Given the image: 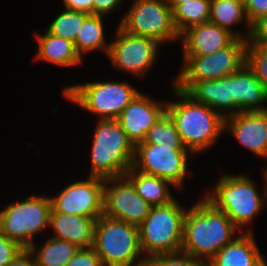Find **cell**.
Instances as JSON below:
<instances>
[{
	"label": "cell",
	"instance_id": "obj_15",
	"mask_svg": "<svg viewBox=\"0 0 267 266\" xmlns=\"http://www.w3.org/2000/svg\"><path fill=\"white\" fill-rule=\"evenodd\" d=\"M167 101L155 100L139 93L116 119L136 146L143 142L147 131L166 113Z\"/></svg>",
	"mask_w": 267,
	"mask_h": 266
},
{
	"label": "cell",
	"instance_id": "obj_1",
	"mask_svg": "<svg viewBox=\"0 0 267 266\" xmlns=\"http://www.w3.org/2000/svg\"><path fill=\"white\" fill-rule=\"evenodd\" d=\"M189 208L184 219L181 252L208 263L236 238L233 236L238 228L204 196Z\"/></svg>",
	"mask_w": 267,
	"mask_h": 266
},
{
	"label": "cell",
	"instance_id": "obj_12",
	"mask_svg": "<svg viewBox=\"0 0 267 266\" xmlns=\"http://www.w3.org/2000/svg\"><path fill=\"white\" fill-rule=\"evenodd\" d=\"M159 45L153 38L130 34L118 26L106 56L116 69L141 77L158 59Z\"/></svg>",
	"mask_w": 267,
	"mask_h": 266
},
{
	"label": "cell",
	"instance_id": "obj_10",
	"mask_svg": "<svg viewBox=\"0 0 267 266\" xmlns=\"http://www.w3.org/2000/svg\"><path fill=\"white\" fill-rule=\"evenodd\" d=\"M247 40L235 38L228 46L203 56H183L174 82L216 80L238 71L246 63Z\"/></svg>",
	"mask_w": 267,
	"mask_h": 266
},
{
	"label": "cell",
	"instance_id": "obj_6",
	"mask_svg": "<svg viewBox=\"0 0 267 266\" xmlns=\"http://www.w3.org/2000/svg\"><path fill=\"white\" fill-rule=\"evenodd\" d=\"M93 248L102 266H146L139 227L102 215L96 220ZM142 257V258H139Z\"/></svg>",
	"mask_w": 267,
	"mask_h": 266
},
{
	"label": "cell",
	"instance_id": "obj_5",
	"mask_svg": "<svg viewBox=\"0 0 267 266\" xmlns=\"http://www.w3.org/2000/svg\"><path fill=\"white\" fill-rule=\"evenodd\" d=\"M263 175L266 183L263 195L258 193V189L247 175L224 174L213 187V192L206 194L205 198L218 210L223 211L242 231L241 228L250 226V222L267 200V178L265 173Z\"/></svg>",
	"mask_w": 267,
	"mask_h": 266
},
{
	"label": "cell",
	"instance_id": "obj_8",
	"mask_svg": "<svg viewBox=\"0 0 267 266\" xmlns=\"http://www.w3.org/2000/svg\"><path fill=\"white\" fill-rule=\"evenodd\" d=\"M52 203L50 196H27L0 211V231L22 248L34 244L33 236L49 228Z\"/></svg>",
	"mask_w": 267,
	"mask_h": 266
},
{
	"label": "cell",
	"instance_id": "obj_16",
	"mask_svg": "<svg viewBox=\"0 0 267 266\" xmlns=\"http://www.w3.org/2000/svg\"><path fill=\"white\" fill-rule=\"evenodd\" d=\"M248 150L267 160V110L240 112L225 119V131Z\"/></svg>",
	"mask_w": 267,
	"mask_h": 266
},
{
	"label": "cell",
	"instance_id": "obj_33",
	"mask_svg": "<svg viewBox=\"0 0 267 266\" xmlns=\"http://www.w3.org/2000/svg\"><path fill=\"white\" fill-rule=\"evenodd\" d=\"M23 248L0 231V266L9 264Z\"/></svg>",
	"mask_w": 267,
	"mask_h": 266
},
{
	"label": "cell",
	"instance_id": "obj_22",
	"mask_svg": "<svg viewBox=\"0 0 267 266\" xmlns=\"http://www.w3.org/2000/svg\"><path fill=\"white\" fill-rule=\"evenodd\" d=\"M35 34L38 42L35 60L47 61L60 67H71L82 63L83 59L77 53L73 42L47 31L43 35L38 32Z\"/></svg>",
	"mask_w": 267,
	"mask_h": 266
},
{
	"label": "cell",
	"instance_id": "obj_34",
	"mask_svg": "<svg viewBox=\"0 0 267 266\" xmlns=\"http://www.w3.org/2000/svg\"><path fill=\"white\" fill-rule=\"evenodd\" d=\"M245 11L249 23L252 25L260 17L267 14V0H249Z\"/></svg>",
	"mask_w": 267,
	"mask_h": 266
},
{
	"label": "cell",
	"instance_id": "obj_23",
	"mask_svg": "<svg viewBox=\"0 0 267 266\" xmlns=\"http://www.w3.org/2000/svg\"><path fill=\"white\" fill-rule=\"evenodd\" d=\"M124 176L151 206L167 205L175 199L169 190L172 185L162 178L137 171L133 166Z\"/></svg>",
	"mask_w": 267,
	"mask_h": 266
},
{
	"label": "cell",
	"instance_id": "obj_32",
	"mask_svg": "<svg viewBox=\"0 0 267 266\" xmlns=\"http://www.w3.org/2000/svg\"><path fill=\"white\" fill-rule=\"evenodd\" d=\"M65 266H102L100 258L93 247L79 248Z\"/></svg>",
	"mask_w": 267,
	"mask_h": 266
},
{
	"label": "cell",
	"instance_id": "obj_35",
	"mask_svg": "<svg viewBox=\"0 0 267 266\" xmlns=\"http://www.w3.org/2000/svg\"><path fill=\"white\" fill-rule=\"evenodd\" d=\"M247 42L267 43V14L252 24L250 38Z\"/></svg>",
	"mask_w": 267,
	"mask_h": 266
},
{
	"label": "cell",
	"instance_id": "obj_13",
	"mask_svg": "<svg viewBox=\"0 0 267 266\" xmlns=\"http://www.w3.org/2000/svg\"><path fill=\"white\" fill-rule=\"evenodd\" d=\"M104 183L105 179L92 176L72 182L58 196L50 197L52 208L59 213L97 220L103 215Z\"/></svg>",
	"mask_w": 267,
	"mask_h": 266
},
{
	"label": "cell",
	"instance_id": "obj_24",
	"mask_svg": "<svg viewBox=\"0 0 267 266\" xmlns=\"http://www.w3.org/2000/svg\"><path fill=\"white\" fill-rule=\"evenodd\" d=\"M243 21L246 22L248 31L245 33H241L240 31L235 32L232 29L233 26ZM210 22L228 30L236 38H241L247 41L250 38L252 25L249 23L246 16L245 7L234 0H211Z\"/></svg>",
	"mask_w": 267,
	"mask_h": 266
},
{
	"label": "cell",
	"instance_id": "obj_7",
	"mask_svg": "<svg viewBox=\"0 0 267 266\" xmlns=\"http://www.w3.org/2000/svg\"><path fill=\"white\" fill-rule=\"evenodd\" d=\"M129 84L123 81L87 82L67 86L63 94L67 101L99 116V120H116L140 93Z\"/></svg>",
	"mask_w": 267,
	"mask_h": 266
},
{
	"label": "cell",
	"instance_id": "obj_14",
	"mask_svg": "<svg viewBox=\"0 0 267 266\" xmlns=\"http://www.w3.org/2000/svg\"><path fill=\"white\" fill-rule=\"evenodd\" d=\"M151 207L125 176L105 179L103 215L139 227Z\"/></svg>",
	"mask_w": 267,
	"mask_h": 266
},
{
	"label": "cell",
	"instance_id": "obj_11",
	"mask_svg": "<svg viewBox=\"0 0 267 266\" xmlns=\"http://www.w3.org/2000/svg\"><path fill=\"white\" fill-rule=\"evenodd\" d=\"M190 153L184 146L138 143L132 166L137 171L162 178L173 187L182 189L189 165L187 157L193 156Z\"/></svg>",
	"mask_w": 267,
	"mask_h": 266
},
{
	"label": "cell",
	"instance_id": "obj_30",
	"mask_svg": "<svg viewBox=\"0 0 267 266\" xmlns=\"http://www.w3.org/2000/svg\"><path fill=\"white\" fill-rule=\"evenodd\" d=\"M246 64L267 91V43L247 42Z\"/></svg>",
	"mask_w": 267,
	"mask_h": 266
},
{
	"label": "cell",
	"instance_id": "obj_41",
	"mask_svg": "<svg viewBox=\"0 0 267 266\" xmlns=\"http://www.w3.org/2000/svg\"><path fill=\"white\" fill-rule=\"evenodd\" d=\"M255 266H267V263L265 262V259L262 258Z\"/></svg>",
	"mask_w": 267,
	"mask_h": 266
},
{
	"label": "cell",
	"instance_id": "obj_31",
	"mask_svg": "<svg viewBox=\"0 0 267 266\" xmlns=\"http://www.w3.org/2000/svg\"><path fill=\"white\" fill-rule=\"evenodd\" d=\"M146 266H208V264L188 254L178 252L151 257L147 259Z\"/></svg>",
	"mask_w": 267,
	"mask_h": 266
},
{
	"label": "cell",
	"instance_id": "obj_37",
	"mask_svg": "<svg viewBox=\"0 0 267 266\" xmlns=\"http://www.w3.org/2000/svg\"><path fill=\"white\" fill-rule=\"evenodd\" d=\"M6 266H37L33 252L29 248H23L20 253Z\"/></svg>",
	"mask_w": 267,
	"mask_h": 266
},
{
	"label": "cell",
	"instance_id": "obj_42",
	"mask_svg": "<svg viewBox=\"0 0 267 266\" xmlns=\"http://www.w3.org/2000/svg\"><path fill=\"white\" fill-rule=\"evenodd\" d=\"M265 170H264V173H265V176H266V178H267V167L266 168H264Z\"/></svg>",
	"mask_w": 267,
	"mask_h": 266
},
{
	"label": "cell",
	"instance_id": "obj_36",
	"mask_svg": "<svg viewBox=\"0 0 267 266\" xmlns=\"http://www.w3.org/2000/svg\"><path fill=\"white\" fill-rule=\"evenodd\" d=\"M123 0H93V14L106 16L119 8Z\"/></svg>",
	"mask_w": 267,
	"mask_h": 266
},
{
	"label": "cell",
	"instance_id": "obj_28",
	"mask_svg": "<svg viewBox=\"0 0 267 266\" xmlns=\"http://www.w3.org/2000/svg\"><path fill=\"white\" fill-rule=\"evenodd\" d=\"M89 14L65 9L48 26L47 32L75 43L85 18Z\"/></svg>",
	"mask_w": 267,
	"mask_h": 266
},
{
	"label": "cell",
	"instance_id": "obj_40",
	"mask_svg": "<svg viewBox=\"0 0 267 266\" xmlns=\"http://www.w3.org/2000/svg\"><path fill=\"white\" fill-rule=\"evenodd\" d=\"M237 3L242 4L244 7L248 4L249 0H234Z\"/></svg>",
	"mask_w": 267,
	"mask_h": 266
},
{
	"label": "cell",
	"instance_id": "obj_29",
	"mask_svg": "<svg viewBox=\"0 0 267 266\" xmlns=\"http://www.w3.org/2000/svg\"><path fill=\"white\" fill-rule=\"evenodd\" d=\"M140 143L162 146H184L181 142L176 125L171 117L165 113L146 133Z\"/></svg>",
	"mask_w": 267,
	"mask_h": 266
},
{
	"label": "cell",
	"instance_id": "obj_20",
	"mask_svg": "<svg viewBox=\"0 0 267 266\" xmlns=\"http://www.w3.org/2000/svg\"><path fill=\"white\" fill-rule=\"evenodd\" d=\"M95 223L96 219L92 217L59 213L53 208L50 212L49 227L55 232L52 237L66 240L79 248L93 247Z\"/></svg>",
	"mask_w": 267,
	"mask_h": 266
},
{
	"label": "cell",
	"instance_id": "obj_25",
	"mask_svg": "<svg viewBox=\"0 0 267 266\" xmlns=\"http://www.w3.org/2000/svg\"><path fill=\"white\" fill-rule=\"evenodd\" d=\"M105 16L89 14L75 39V48L77 53L83 58V54L88 52L101 50L107 55L109 52L110 42L105 40L103 18Z\"/></svg>",
	"mask_w": 267,
	"mask_h": 266
},
{
	"label": "cell",
	"instance_id": "obj_38",
	"mask_svg": "<svg viewBox=\"0 0 267 266\" xmlns=\"http://www.w3.org/2000/svg\"><path fill=\"white\" fill-rule=\"evenodd\" d=\"M65 9L93 14V0H63Z\"/></svg>",
	"mask_w": 267,
	"mask_h": 266
},
{
	"label": "cell",
	"instance_id": "obj_26",
	"mask_svg": "<svg viewBox=\"0 0 267 266\" xmlns=\"http://www.w3.org/2000/svg\"><path fill=\"white\" fill-rule=\"evenodd\" d=\"M29 249L33 252L37 266H65L79 247L66 240L50 237L37 251L34 244Z\"/></svg>",
	"mask_w": 267,
	"mask_h": 266
},
{
	"label": "cell",
	"instance_id": "obj_39",
	"mask_svg": "<svg viewBox=\"0 0 267 266\" xmlns=\"http://www.w3.org/2000/svg\"><path fill=\"white\" fill-rule=\"evenodd\" d=\"M169 7L173 10L178 4L190 1V0H164Z\"/></svg>",
	"mask_w": 267,
	"mask_h": 266
},
{
	"label": "cell",
	"instance_id": "obj_9",
	"mask_svg": "<svg viewBox=\"0 0 267 266\" xmlns=\"http://www.w3.org/2000/svg\"><path fill=\"white\" fill-rule=\"evenodd\" d=\"M119 27L133 35L155 39L159 44L180 40L172 9L164 0H133Z\"/></svg>",
	"mask_w": 267,
	"mask_h": 266
},
{
	"label": "cell",
	"instance_id": "obj_21",
	"mask_svg": "<svg viewBox=\"0 0 267 266\" xmlns=\"http://www.w3.org/2000/svg\"><path fill=\"white\" fill-rule=\"evenodd\" d=\"M251 228L225 245L207 264L208 266H255L263 257Z\"/></svg>",
	"mask_w": 267,
	"mask_h": 266
},
{
	"label": "cell",
	"instance_id": "obj_19",
	"mask_svg": "<svg viewBox=\"0 0 267 266\" xmlns=\"http://www.w3.org/2000/svg\"><path fill=\"white\" fill-rule=\"evenodd\" d=\"M267 91L245 63L234 73L233 116L240 112L265 111Z\"/></svg>",
	"mask_w": 267,
	"mask_h": 266
},
{
	"label": "cell",
	"instance_id": "obj_3",
	"mask_svg": "<svg viewBox=\"0 0 267 266\" xmlns=\"http://www.w3.org/2000/svg\"><path fill=\"white\" fill-rule=\"evenodd\" d=\"M92 177H123L132 168L135 146L117 120H98L91 145Z\"/></svg>",
	"mask_w": 267,
	"mask_h": 266
},
{
	"label": "cell",
	"instance_id": "obj_4",
	"mask_svg": "<svg viewBox=\"0 0 267 266\" xmlns=\"http://www.w3.org/2000/svg\"><path fill=\"white\" fill-rule=\"evenodd\" d=\"M186 212L176 199L167 205L151 207L139 226V244L146 260L181 252Z\"/></svg>",
	"mask_w": 267,
	"mask_h": 266
},
{
	"label": "cell",
	"instance_id": "obj_2",
	"mask_svg": "<svg viewBox=\"0 0 267 266\" xmlns=\"http://www.w3.org/2000/svg\"><path fill=\"white\" fill-rule=\"evenodd\" d=\"M173 91L180 99L167 101L166 113L174 121L184 147L195 156L214 145L225 131V118L175 85Z\"/></svg>",
	"mask_w": 267,
	"mask_h": 266
},
{
	"label": "cell",
	"instance_id": "obj_18",
	"mask_svg": "<svg viewBox=\"0 0 267 266\" xmlns=\"http://www.w3.org/2000/svg\"><path fill=\"white\" fill-rule=\"evenodd\" d=\"M236 37L217 24L207 22L193 26L180 35L184 56H203L228 46Z\"/></svg>",
	"mask_w": 267,
	"mask_h": 266
},
{
	"label": "cell",
	"instance_id": "obj_17",
	"mask_svg": "<svg viewBox=\"0 0 267 266\" xmlns=\"http://www.w3.org/2000/svg\"><path fill=\"white\" fill-rule=\"evenodd\" d=\"M174 85L185 91L196 102L209 106L225 119L233 116L234 73L216 80L174 82ZM221 109L226 113L219 112Z\"/></svg>",
	"mask_w": 267,
	"mask_h": 266
},
{
	"label": "cell",
	"instance_id": "obj_27",
	"mask_svg": "<svg viewBox=\"0 0 267 266\" xmlns=\"http://www.w3.org/2000/svg\"><path fill=\"white\" fill-rule=\"evenodd\" d=\"M211 0H190L178 4L173 10V22L179 35L189 28L210 22Z\"/></svg>",
	"mask_w": 267,
	"mask_h": 266
}]
</instances>
